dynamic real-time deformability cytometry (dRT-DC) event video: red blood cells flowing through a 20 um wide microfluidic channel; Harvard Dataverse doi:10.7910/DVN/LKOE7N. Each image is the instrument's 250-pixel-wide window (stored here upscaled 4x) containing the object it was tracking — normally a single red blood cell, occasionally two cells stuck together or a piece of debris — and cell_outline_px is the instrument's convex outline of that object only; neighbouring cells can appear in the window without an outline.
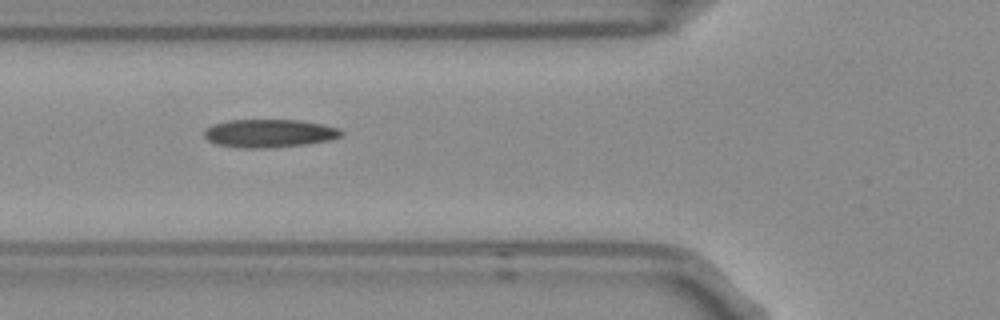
{"species": "Egyptian fruit bat (a non-hibernating species)", "species_latin": "Rousettus aegyptiacus", "temperature_condition": "room temperature", "stored_images_in_passage": 10, "camera_frame_rate_fps": 3000, "um_per_image_px": 0.085, "frame": {"image": 1, "passage_image": 7, "time_ms": 2.0, "image_size_px": [1000, 320], "cell_outline_px": [[344, 136], [332, 140], [304, 144], [272, 148], [236, 148], [216, 144], [208, 140], [204, 136], [204, 132], [212, 124], [228, 120], [300, 120], [324, 124], [340, 128], [344, 132]], "centroid_in_image_um": [22.94, 11.33], "position_along_channel_um": 102.9, "area_um2": 22.83}}